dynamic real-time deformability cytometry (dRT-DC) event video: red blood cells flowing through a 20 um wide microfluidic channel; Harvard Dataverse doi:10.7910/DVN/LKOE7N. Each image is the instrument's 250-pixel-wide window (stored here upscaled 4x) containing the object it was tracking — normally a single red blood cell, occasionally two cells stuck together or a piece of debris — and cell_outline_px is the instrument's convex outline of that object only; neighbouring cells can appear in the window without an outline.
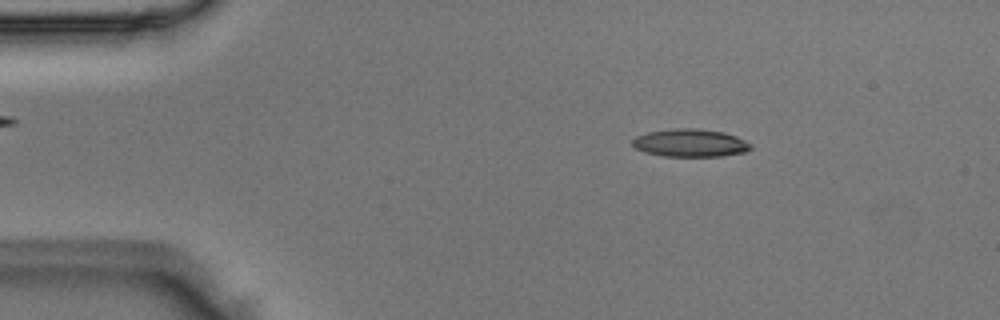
{"species": "Egyptian fruit bat (a non-hibernating species)", "species_latin": "Rousettus aegyptiacus", "temperature_condition": "room temperature", "stored_images_in_passage": 49, "camera_frame_rate_fps": 3000, "um_per_image_px": 0.085, "animal": {"sex": "male"}, "frame": {"image": 1, "passage_image": 7, "time_ms": 2.0, "image_size_px": [1000, 320], "cell_outline_px": [[752, 148], [744, 152], [720, 156], [664, 156], [644, 152], [636, 148], [632, 144], [632, 140], [636, 136], [648, 132], [672, 128], [696, 128], [724, 132], [736, 136], [752, 144]], "centroid_in_image_um": [58.67, 12.14], "position_along_channel_um": 26.3, "area_um2": 19.19}}
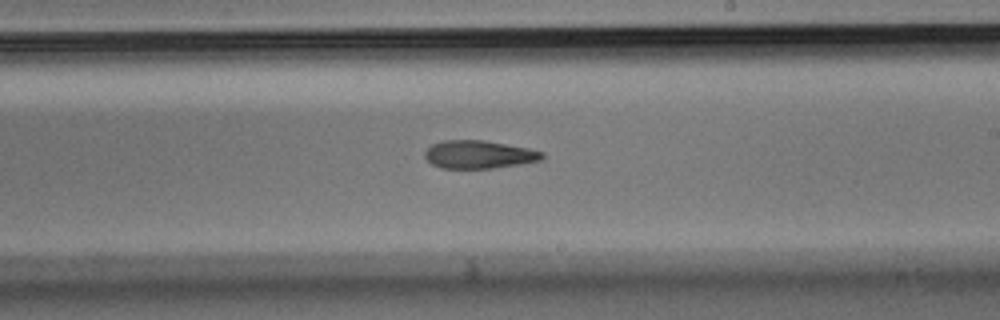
{"frame": {"image": 2, "passage_image": 28, "time_ms": 9.0, "image_size_px": [1000, 320], "cell_outline_px": [[544, 156], [540, 160], [520, 164], [492, 168], [440, 168], [432, 164], [424, 156], [424, 152], [432, 144], [444, 140], [484, 140], [528, 148], [544, 152]], "centroid_in_image_um": [40.69, 13.13], "position_along_channel_um": 248.3, "area_um2": 19.07}}
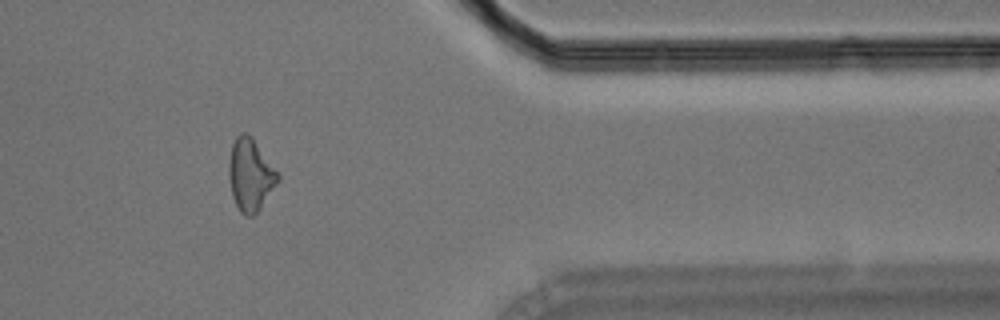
{"frame": {"image": 3, "passage_image": 40, "time_ms": 13.0, "image_size_px": [1000, 320], "cell_outline_px": [[280, 180], [260, 208], [252, 216], [244, 216], [240, 212], [232, 196], [228, 176], [228, 164], [232, 144], [236, 136], [240, 132], [244, 132], [252, 136], [280, 176]], "centroid_in_image_um": [21.26, 14.85], "position_along_channel_um": 390.1, "area_um2": 20.63}}